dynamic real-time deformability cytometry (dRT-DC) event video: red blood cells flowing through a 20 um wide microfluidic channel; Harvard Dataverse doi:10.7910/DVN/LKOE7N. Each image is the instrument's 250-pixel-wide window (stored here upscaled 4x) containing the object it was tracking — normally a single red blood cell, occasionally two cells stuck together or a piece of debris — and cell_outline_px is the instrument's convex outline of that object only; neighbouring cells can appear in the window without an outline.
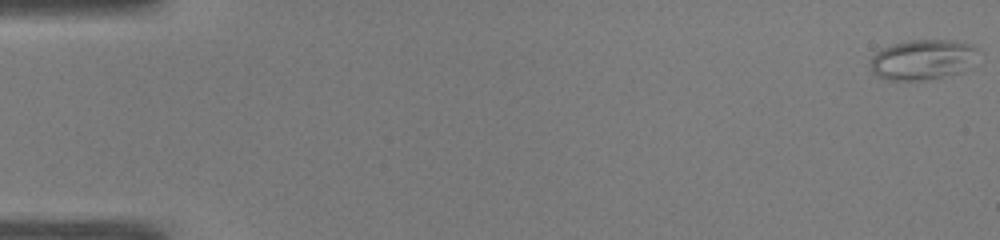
{"species": "common noctule bat (a hibernating species)", "species_latin": "Nyctalus noctula", "temperature_condition": "warm", "stored_images_in_passage": 51, "camera_frame_rate_fps": 3000, "um_per_image_px": 0.085, "animal": {"sex": "male", "body_mass_g": 19.0, "forearm_length_mm": 50.8}, "frame": {"image": 1, "passage_image": 1, "time_ms": 0.0, "image_size_px": [1000, 240], "cell_outline_px": [[976, 48], [968, 68], [964, 72], [924, 80], [888, 80], [876, 76], [872, 72], [872, 56], [880, 48], [892, 44], [908, 40], [956, 40], [972, 44]], "centroid_in_image_um": [78.38, 5.06], "position_along_channel_um": 6.6, "area_um2": 25.14}}
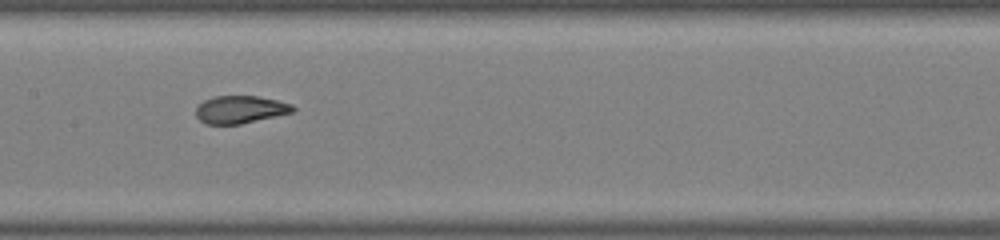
{"frame": {"image": 2, "passage_image": 26, "time_ms": 8.333, "image_size_px": [1000, 240], "cell_outline_px": [[296, 112], [240, 124], [204, 124], [196, 116], [196, 108], [204, 100], [216, 96], [256, 96], [276, 100], [292, 104], [296, 108]], "centroid_in_image_um": [20.45, 9.32], "position_along_channel_um": 186.9, "area_um2": 15.66}}
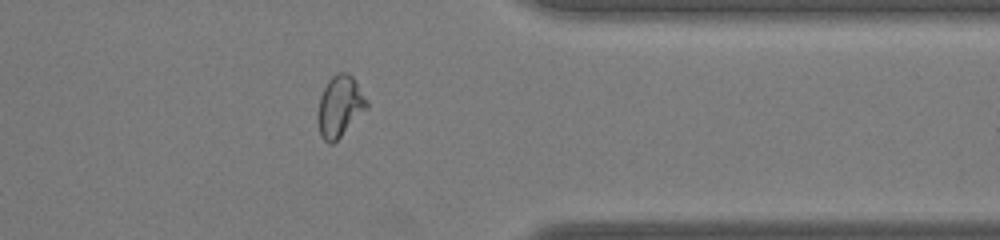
{"frame": {"image": 3, "passage_image": 41, "time_ms": 13.333, "image_size_px": [1000, 240], "cell_outline_px": [[368, 108], [332, 144], [328, 144], [320, 136], [316, 120], [316, 112], [320, 96], [328, 80], [336, 72], [348, 72], [356, 80], [368, 100]], "centroid_in_image_um": [28.86, 9.02], "position_along_channel_um": 382.5, "area_um2": 17.8}, "authors_computed_cell_mechanics": {"area_um2": 17.6868, "velocity_mm_per_s": 4.0737, "shape_relaxation_time_tau1_ms": 7.3512, "shape_relaxation_time_tau2_ms": 1.0077, "deformation_change_tau1": 0.2535, "deformation_change_tau2": 0.0765}}